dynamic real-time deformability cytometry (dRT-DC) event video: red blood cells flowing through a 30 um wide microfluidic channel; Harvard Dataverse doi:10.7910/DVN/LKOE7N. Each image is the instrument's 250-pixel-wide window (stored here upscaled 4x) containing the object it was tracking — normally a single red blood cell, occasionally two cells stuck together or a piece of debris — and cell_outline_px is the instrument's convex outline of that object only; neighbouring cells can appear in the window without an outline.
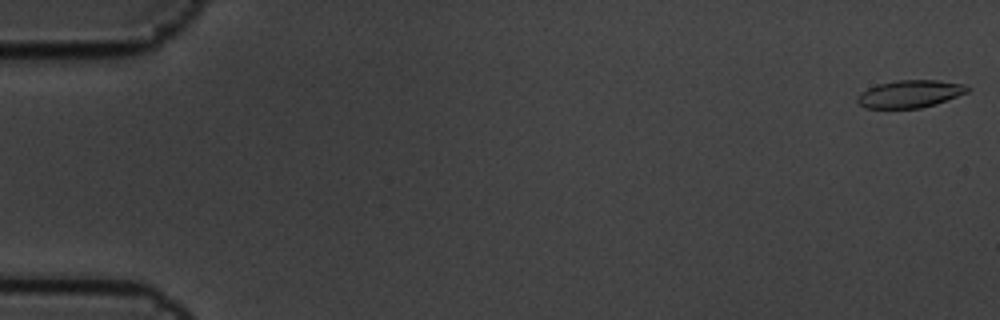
{"species": "common noctule bat (a hibernating species)", "species_latin": "Nyctalus noctula", "temperature_condition": "cold", "stored_images_in_passage": 6, "camera_frame_rate_fps": 3000, "um_per_image_px": 0.085, "animal": {"sex": "male", "body_mass_g": 19.5, "forearm_length_mm": 54.6}, "frame": {"image": 1, "passage_image": 1, "time_ms": 0.0, "image_size_px": [1000, 320], "cell_outline_px": [[972, 88], [968, 92], [936, 104], [920, 108], [864, 108], [856, 100], [856, 96], [860, 92], [876, 84], [896, 80], [940, 80], [968, 84]], "centroid_in_image_um": [77.37, 7.97], "position_along_channel_um": 7.6, "area_um2": 17.98}}
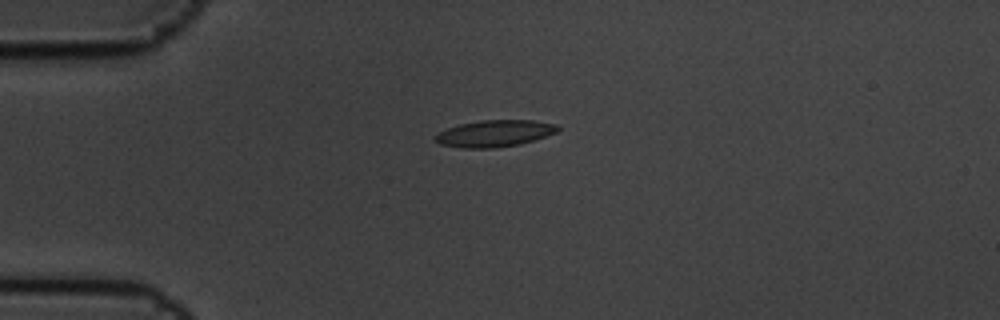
{"frame": {"image": 2, "passage_image": 5, "time_ms": 1.333, "image_size_px": [1000, 320], "cell_outline_px": [[560, 128], [556, 132], [520, 144], [496, 148], [464, 148], [440, 144], [432, 140], [440, 132], [448, 128], [460, 124], [480, 120], [532, 120], [556, 124]], "centroid_in_image_um": [42.02, 11.34], "position_along_channel_um": 43.0, "area_um2": 18.9}}